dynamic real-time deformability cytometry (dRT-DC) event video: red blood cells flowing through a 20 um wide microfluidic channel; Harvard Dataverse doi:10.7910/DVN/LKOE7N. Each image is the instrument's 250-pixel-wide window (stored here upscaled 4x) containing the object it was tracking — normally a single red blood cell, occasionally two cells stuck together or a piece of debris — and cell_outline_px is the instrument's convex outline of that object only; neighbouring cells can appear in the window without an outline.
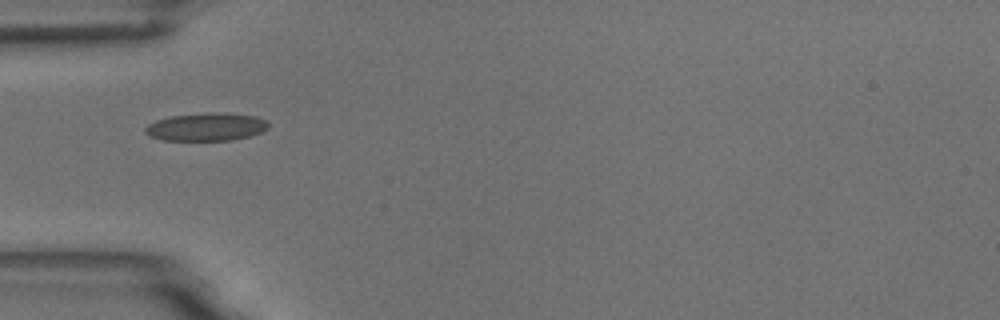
{"species": "common noctule bat (a hibernating species)", "species_latin": "Nyctalus noctula", "temperature_condition": "room temperature", "stored_images_in_passage": 3, "camera_frame_rate_fps": 3000, "um_per_image_px": 0.085, "animal": {"sex": "male", "body_mass_g": 18.8}, "frame": {"image": 1, "passage_image": 1, "time_ms": 0.0, "image_size_px": [1000, 320], "cell_outline_px": [[268, 128], [260, 132], [248, 136], [232, 140], [164, 140], [148, 136], [144, 132], [144, 128], [148, 124], [156, 120], [172, 116], [212, 112], [220, 112], [256, 116], [268, 120]], "centroid_in_image_um": [17.52, 10.78], "position_along_channel_um": 67.5, "area_um2": 20.06}}